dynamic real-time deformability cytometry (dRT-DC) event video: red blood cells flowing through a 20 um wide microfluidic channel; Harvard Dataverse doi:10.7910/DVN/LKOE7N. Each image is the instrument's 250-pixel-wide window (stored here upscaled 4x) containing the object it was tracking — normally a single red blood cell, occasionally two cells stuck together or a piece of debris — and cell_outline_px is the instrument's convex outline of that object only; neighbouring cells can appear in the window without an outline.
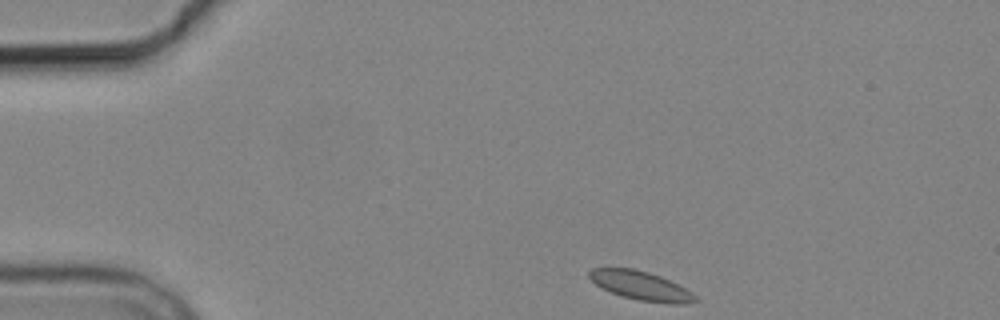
{"species": "common noctule bat (a hibernating species)", "species_latin": "Nyctalus noctula", "temperature_condition": "cold", "stored_images_in_passage": 3, "camera_frame_rate_fps": 3000, "um_per_image_px": 0.085, "animal": {"sex": "male", "body_mass_g": 19.2, "forearm_length_mm": 51.8}, "frame": {"image": 1, "passage_image": 1, "time_ms": 0.0, "image_size_px": [1000, 320], "cell_outline_px": [[700, 300], [688, 304], [672, 304], [640, 300], [624, 296], [600, 288], [588, 276], [588, 272], [592, 268], [632, 268], [648, 272], [660, 276], [692, 292]], "centroid_in_image_um": [54.49, 24.29], "position_along_channel_um": 30.5, "area_um2": 17.69}}